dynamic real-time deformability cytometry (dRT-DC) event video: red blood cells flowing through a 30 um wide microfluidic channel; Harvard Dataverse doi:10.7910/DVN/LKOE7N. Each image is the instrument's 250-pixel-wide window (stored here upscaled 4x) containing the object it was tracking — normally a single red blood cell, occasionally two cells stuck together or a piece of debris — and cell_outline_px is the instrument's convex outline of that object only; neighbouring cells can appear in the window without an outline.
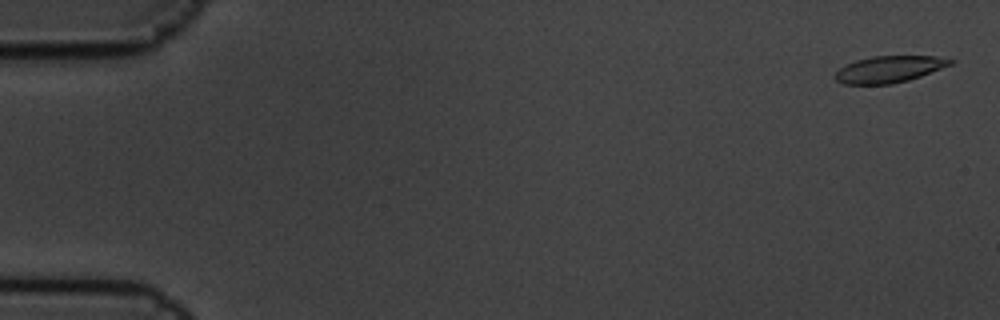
{"species": "common noctule bat (a hibernating species)", "species_latin": "Nyctalus noctula", "temperature_condition": "cold", "stored_images_in_passage": 6, "camera_frame_rate_fps": 3000, "um_per_image_px": 0.085, "animal": {"sex": "male", "body_mass_g": 19.5, "forearm_length_mm": 54.6}, "frame": {"image": 1, "passage_image": 1, "time_ms": 0.0, "image_size_px": [1000, 320], "cell_outline_px": [[956, 60], [952, 64], [920, 76], [908, 80], [892, 84], [840, 84], [832, 76], [840, 68], [856, 60], [872, 56], [936, 56]], "centroid_in_image_um": [75.56, 5.89], "position_along_channel_um": 9.4, "area_um2": 17.86}}
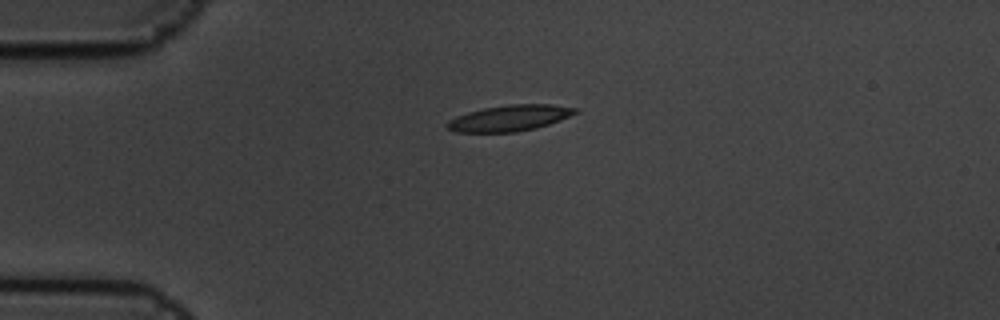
{"frame": {"image": 2, "passage_image": 4, "time_ms": 1.0, "image_size_px": [1000, 320], "cell_outline_px": [[580, 112], [560, 120], [536, 128], [516, 132], [456, 132], [448, 128], [444, 124], [448, 120], [456, 116], [468, 112], [484, 108], [508, 104], [552, 104], [580, 108]], "centroid_in_image_um": [43.35, 10.03], "position_along_channel_um": 41.7, "area_um2": 19.59}}
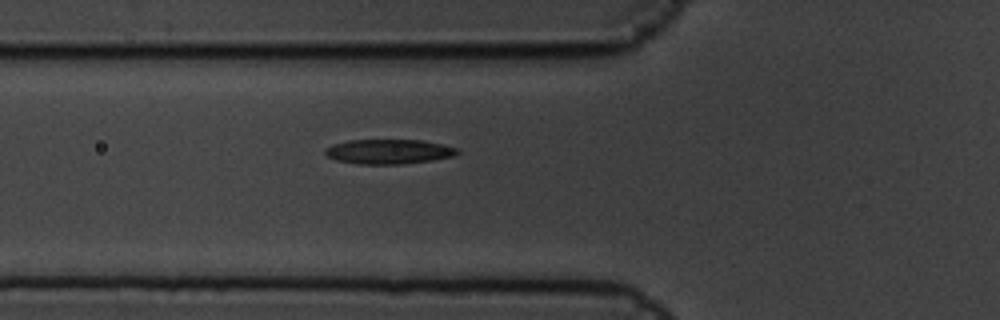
{"frame": {"image": 3, "passage_image": 6, "time_ms": 1.667, "image_size_px": [1000, 320], "cell_outline_px": [[460, 152], [456, 156], [432, 160], [400, 164], [360, 164], [336, 160], [328, 156], [324, 152], [324, 148], [332, 144], [348, 140], [420, 140], [444, 144], [456, 148]], "centroid_in_image_um": [33.05, 12.88], "position_along_channel_um": 92.8, "area_um2": 19.07}}